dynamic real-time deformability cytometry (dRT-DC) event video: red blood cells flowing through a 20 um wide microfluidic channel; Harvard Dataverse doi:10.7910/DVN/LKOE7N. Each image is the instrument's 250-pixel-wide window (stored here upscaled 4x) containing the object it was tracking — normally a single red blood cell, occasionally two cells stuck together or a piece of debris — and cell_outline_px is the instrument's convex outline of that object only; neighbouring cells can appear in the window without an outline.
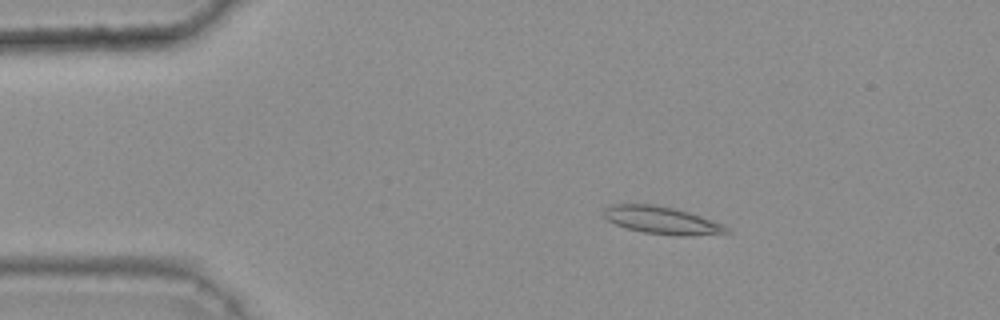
{"species": "common noctule bat (a hibernating species)", "species_latin": "Nyctalus noctula", "temperature_condition": "warm", "stored_images_in_passage": 45, "camera_frame_rate_fps": 3000, "um_per_image_px": 0.085, "animal": {"sex": "female", "body_mass_g": 25.1}, "frame": {"image": 1, "passage_image": 10, "time_ms": 3.0, "image_size_px": [1000, 320], "cell_outline_px": [[732, 232], [688, 236], [680, 236], [644, 232], [628, 228], [616, 224], [608, 220], [600, 212], [604, 208], [612, 204], [652, 204], [672, 208], [688, 212], [724, 224]], "centroid_in_image_um": [56.24, 18.72], "position_along_channel_um": 28.8, "area_um2": 19.54}}
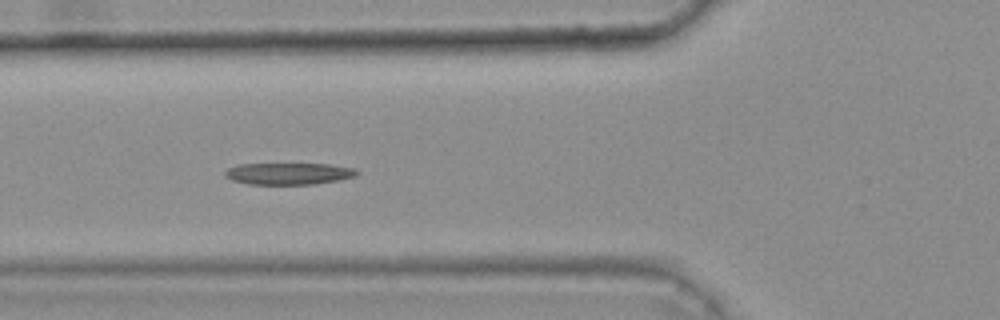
{"frame": {"image": 2, "passage_image": 20, "time_ms": 6.333, "image_size_px": [1000, 320], "cell_outline_px": [[360, 172], [356, 176], [336, 180], [312, 184], [248, 184], [232, 180], [224, 176], [224, 172], [228, 168], [240, 164], [328, 164], [356, 168]], "centroid_in_image_um": [24.53, 14.75], "position_along_channel_um": 101.3, "area_um2": 16.65}}
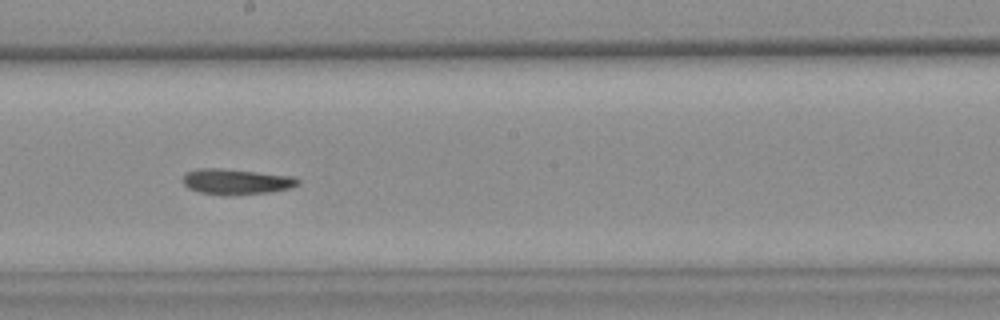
{"frame": {"image": 3, "passage_image": 30, "time_ms": 9.667, "image_size_px": [1000, 320], "cell_outline_px": [[300, 184], [292, 188], [268, 192], [200, 192], [188, 188], [184, 184], [184, 176], [188, 172], [200, 168], [216, 168], [296, 176], [300, 180]], "centroid_in_image_um": [20.17, 15.39], "position_along_channel_um": 228.0, "area_um2": 16.13}, "authors_computed_cell_mechanics": {"area_um2": 17.5712, "velocity_mm_per_s": 3.8083, "shape_relaxation_time_tau1_ms": null, "shape_relaxation_time_tau2_ms": 6.841, "deformation_change_tau1": null, "deformation_change_tau2": 0.1421}}